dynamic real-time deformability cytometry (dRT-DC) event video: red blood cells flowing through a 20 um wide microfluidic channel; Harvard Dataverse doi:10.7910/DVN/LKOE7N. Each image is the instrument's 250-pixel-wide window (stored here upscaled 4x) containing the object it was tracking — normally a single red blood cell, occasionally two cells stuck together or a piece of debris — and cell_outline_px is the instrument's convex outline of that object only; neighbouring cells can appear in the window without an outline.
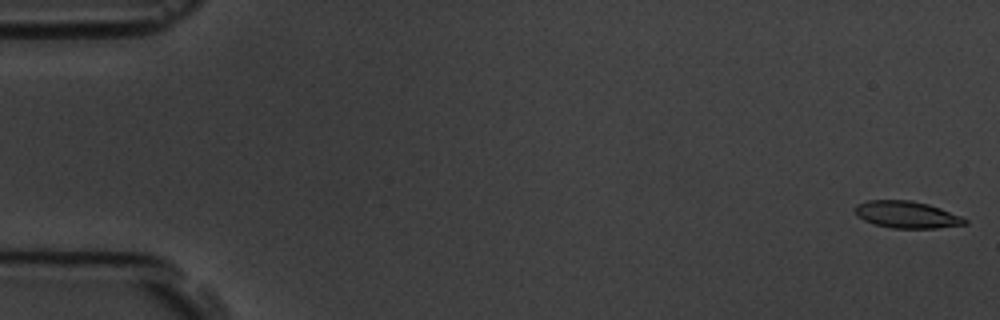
{"species": "common noctule bat (a hibernating species)", "species_latin": "Nyctalus noctula", "temperature_condition": "room temperature", "stored_images_in_passage": 4, "camera_frame_rate_fps": 3000, "um_per_image_px": 0.085, "animal": {"sex": "male", "body_mass_g": 19.5, "forearm_length_mm": 54.6}, "frame": {"image": 1, "passage_image": 1, "time_ms": 0.0, "image_size_px": [1000, 320], "cell_outline_px": [[968, 224], [936, 228], [892, 228], [876, 224], [864, 220], [856, 212], [856, 204], [868, 200], [908, 200], [928, 204], [940, 208], [960, 216], [968, 220]], "centroid_in_image_um": [77.11, 18.24], "position_along_channel_um": 7.9, "area_um2": 16.99}}